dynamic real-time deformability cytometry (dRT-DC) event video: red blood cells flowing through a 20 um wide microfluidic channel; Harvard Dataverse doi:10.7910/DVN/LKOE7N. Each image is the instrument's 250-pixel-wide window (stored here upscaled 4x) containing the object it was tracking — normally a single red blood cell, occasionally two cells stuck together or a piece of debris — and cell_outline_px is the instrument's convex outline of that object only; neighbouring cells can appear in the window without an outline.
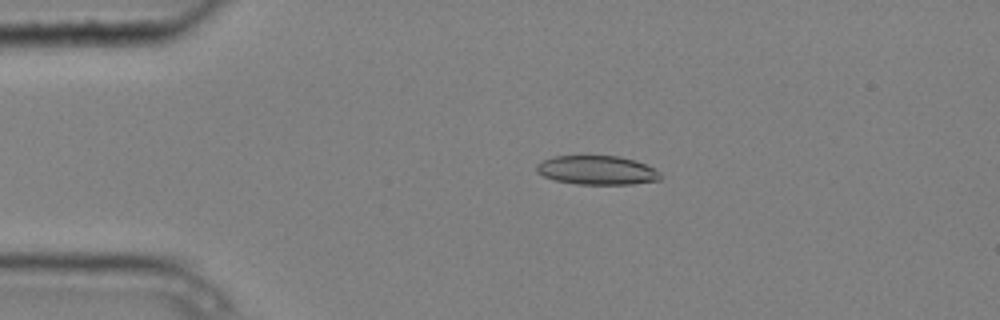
{"species": "common noctule bat (a hibernating species)", "species_latin": "Nyctalus noctula", "temperature_condition": "cold", "stored_images_in_passage": 4, "camera_frame_rate_fps": 3000, "um_per_image_px": 0.085, "animal": {"sex": "male", "body_mass_g": 20.4}, "frame": {"image": 1, "passage_image": 3, "time_ms": 0.667, "image_size_px": [1000, 320], "cell_outline_px": [[664, 176], [660, 180], [632, 184], [576, 184], [556, 180], [544, 176], [536, 172], [536, 164], [544, 160], [556, 156], [620, 156], [636, 160], [660, 172]], "centroid_in_image_um": [50.77, 14.47], "position_along_channel_um": 34.2, "area_um2": 20.92}}